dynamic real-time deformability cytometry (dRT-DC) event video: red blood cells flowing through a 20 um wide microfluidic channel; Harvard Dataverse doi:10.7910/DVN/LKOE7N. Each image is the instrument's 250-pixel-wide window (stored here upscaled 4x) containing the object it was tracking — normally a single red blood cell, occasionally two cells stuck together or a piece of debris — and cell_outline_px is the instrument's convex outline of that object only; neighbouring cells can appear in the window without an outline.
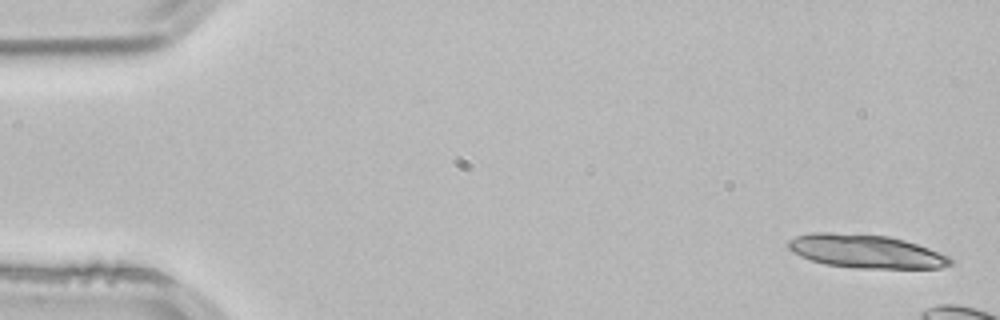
{"species": "common noctule bat (a hibernating species)", "species_latin": "Nyctalus noctula", "temperature_condition": "room temperature", "stored_images_in_passage": 5, "camera_frame_rate_fps": 3000, "um_per_image_px": 0.085, "animal": {"sex": "male", "body_mass_g": 21.5, "forearm_length_mm": 52.0}, "frame": {"image": 1, "passage_image": 1, "time_ms": 0.0, "image_size_px": [1000, 320], "cell_outline_px": [[952, 264], [940, 268], [856, 268], [824, 264], [800, 256], [792, 252], [788, 248], [788, 240], [796, 236], [812, 232], [828, 232], [888, 236], [904, 240], [928, 248], [948, 256], [952, 260]], "centroid_in_image_um": [73.56, 21.36], "position_along_channel_um": 11.4, "area_um2": 31.44}}
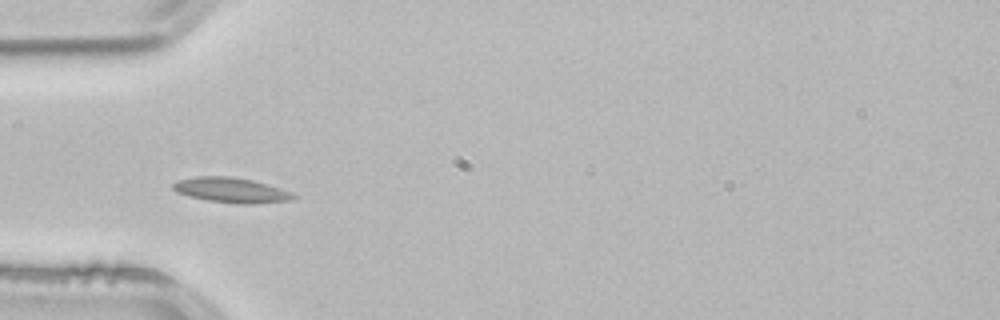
{"frame": {"image": 2, "passage_image": 5, "time_ms": 1.333, "image_size_px": [1000, 320], "cell_outline_px": [[296, 196], [292, 200], [252, 204], [240, 204], [208, 200], [188, 196], [176, 192], [172, 188], [172, 184], [176, 180], [196, 176], [228, 176], [252, 180], [280, 188], [292, 192]], "centroid_in_image_um": [19.62, 16.16], "position_along_channel_um": 65.4, "area_um2": 17.57}}